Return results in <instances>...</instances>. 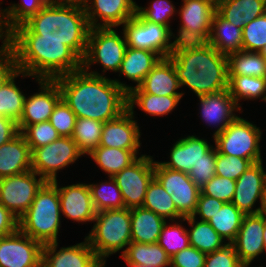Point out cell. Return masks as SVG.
<instances>
[{
    "instance_id": "33",
    "label": "cell",
    "mask_w": 266,
    "mask_h": 267,
    "mask_svg": "<svg viewBox=\"0 0 266 267\" xmlns=\"http://www.w3.org/2000/svg\"><path fill=\"white\" fill-rule=\"evenodd\" d=\"M50 0H20L0 8V35L4 38L11 30L38 13ZM3 1H0L2 5Z\"/></svg>"
},
{
    "instance_id": "51",
    "label": "cell",
    "mask_w": 266,
    "mask_h": 267,
    "mask_svg": "<svg viewBox=\"0 0 266 267\" xmlns=\"http://www.w3.org/2000/svg\"><path fill=\"white\" fill-rule=\"evenodd\" d=\"M204 267H246L239 259L232 244L206 254Z\"/></svg>"
},
{
    "instance_id": "53",
    "label": "cell",
    "mask_w": 266,
    "mask_h": 267,
    "mask_svg": "<svg viewBox=\"0 0 266 267\" xmlns=\"http://www.w3.org/2000/svg\"><path fill=\"white\" fill-rule=\"evenodd\" d=\"M0 46V87L17 71L16 58L10 44L3 38Z\"/></svg>"
},
{
    "instance_id": "35",
    "label": "cell",
    "mask_w": 266,
    "mask_h": 267,
    "mask_svg": "<svg viewBox=\"0 0 266 267\" xmlns=\"http://www.w3.org/2000/svg\"><path fill=\"white\" fill-rule=\"evenodd\" d=\"M31 77L37 82L38 79L17 71L5 84L0 87V115L13 119L15 122H19L24 109V102L26 93L24 94L22 88L20 89L16 85V78Z\"/></svg>"
},
{
    "instance_id": "43",
    "label": "cell",
    "mask_w": 266,
    "mask_h": 267,
    "mask_svg": "<svg viewBox=\"0 0 266 267\" xmlns=\"http://www.w3.org/2000/svg\"><path fill=\"white\" fill-rule=\"evenodd\" d=\"M169 222L173 223H169V225L167 222L165 223L157 243L170 257H172L179 251L188 248L190 242L187 228H184V225L182 224L185 222V218H181L179 221L173 220Z\"/></svg>"
},
{
    "instance_id": "15",
    "label": "cell",
    "mask_w": 266,
    "mask_h": 267,
    "mask_svg": "<svg viewBox=\"0 0 266 267\" xmlns=\"http://www.w3.org/2000/svg\"><path fill=\"white\" fill-rule=\"evenodd\" d=\"M43 244L19 229L0 238V267H42Z\"/></svg>"
},
{
    "instance_id": "20",
    "label": "cell",
    "mask_w": 266,
    "mask_h": 267,
    "mask_svg": "<svg viewBox=\"0 0 266 267\" xmlns=\"http://www.w3.org/2000/svg\"><path fill=\"white\" fill-rule=\"evenodd\" d=\"M199 98V112L201 120L209 127H214L212 138L222 133L224 129L242 113L229 90L197 96ZM236 112V113H235Z\"/></svg>"
},
{
    "instance_id": "30",
    "label": "cell",
    "mask_w": 266,
    "mask_h": 267,
    "mask_svg": "<svg viewBox=\"0 0 266 267\" xmlns=\"http://www.w3.org/2000/svg\"><path fill=\"white\" fill-rule=\"evenodd\" d=\"M242 29L224 19L217 11L212 18L209 40L207 41L219 53L228 56L242 50Z\"/></svg>"
},
{
    "instance_id": "12",
    "label": "cell",
    "mask_w": 266,
    "mask_h": 267,
    "mask_svg": "<svg viewBox=\"0 0 266 267\" xmlns=\"http://www.w3.org/2000/svg\"><path fill=\"white\" fill-rule=\"evenodd\" d=\"M154 178V158L142 154L128 167L113 176L125 208L142 207L149 183Z\"/></svg>"
},
{
    "instance_id": "3",
    "label": "cell",
    "mask_w": 266,
    "mask_h": 267,
    "mask_svg": "<svg viewBox=\"0 0 266 267\" xmlns=\"http://www.w3.org/2000/svg\"><path fill=\"white\" fill-rule=\"evenodd\" d=\"M180 83L196 96L228 89V58L208 42L175 43L168 57Z\"/></svg>"
},
{
    "instance_id": "56",
    "label": "cell",
    "mask_w": 266,
    "mask_h": 267,
    "mask_svg": "<svg viewBox=\"0 0 266 267\" xmlns=\"http://www.w3.org/2000/svg\"><path fill=\"white\" fill-rule=\"evenodd\" d=\"M18 133L17 122L0 115V146L13 139Z\"/></svg>"
},
{
    "instance_id": "28",
    "label": "cell",
    "mask_w": 266,
    "mask_h": 267,
    "mask_svg": "<svg viewBox=\"0 0 266 267\" xmlns=\"http://www.w3.org/2000/svg\"><path fill=\"white\" fill-rule=\"evenodd\" d=\"M163 217L143 207L131 209V242L157 243L165 223Z\"/></svg>"
},
{
    "instance_id": "17",
    "label": "cell",
    "mask_w": 266,
    "mask_h": 267,
    "mask_svg": "<svg viewBox=\"0 0 266 267\" xmlns=\"http://www.w3.org/2000/svg\"><path fill=\"white\" fill-rule=\"evenodd\" d=\"M39 92L25 98L23 114L17 123L19 132L28 125L49 121L57 103L62 99L61 90L55 80L40 79Z\"/></svg>"
},
{
    "instance_id": "7",
    "label": "cell",
    "mask_w": 266,
    "mask_h": 267,
    "mask_svg": "<svg viewBox=\"0 0 266 267\" xmlns=\"http://www.w3.org/2000/svg\"><path fill=\"white\" fill-rule=\"evenodd\" d=\"M121 34H118L115 27L90 28L82 69L91 75L103 77H106V71L119 72L127 49L123 30ZM94 64H100L104 74L90 70Z\"/></svg>"
},
{
    "instance_id": "9",
    "label": "cell",
    "mask_w": 266,
    "mask_h": 267,
    "mask_svg": "<svg viewBox=\"0 0 266 267\" xmlns=\"http://www.w3.org/2000/svg\"><path fill=\"white\" fill-rule=\"evenodd\" d=\"M121 27L127 47L145 49L167 58L172 53L175 41L173 31L167 26L144 20L137 12Z\"/></svg>"
},
{
    "instance_id": "46",
    "label": "cell",
    "mask_w": 266,
    "mask_h": 267,
    "mask_svg": "<svg viewBox=\"0 0 266 267\" xmlns=\"http://www.w3.org/2000/svg\"><path fill=\"white\" fill-rule=\"evenodd\" d=\"M31 151L48 145L61 137L49 121L28 125L22 132Z\"/></svg>"
},
{
    "instance_id": "5",
    "label": "cell",
    "mask_w": 266,
    "mask_h": 267,
    "mask_svg": "<svg viewBox=\"0 0 266 267\" xmlns=\"http://www.w3.org/2000/svg\"><path fill=\"white\" fill-rule=\"evenodd\" d=\"M61 218L58 189L52 182H46L28 210L18 219V228L43 245L54 243L59 241Z\"/></svg>"
},
{
    "instance_id": "1",
    "label": "cell",
    "mask_w": 266,
    "mask_h": 267,
    "mask_svg": "<svg viewBox=\"0 0 266 267\" xmlns=\"http://www.w3.org/2000/svg\"><path fill=\"white\" fill-rule=\"evenodd\" d=\"M62 99L76 118H88L102 123L113 120L128 109V92L133 85L119 79L95 76L83 69L54 79Z\"/></svg>"
},
{
    "instance_id": "13",
    "label": "cell",
    "mask_w": 266,
    "mask_h": 267,
    "mask_svg": "<svg viewBox=\"0 0 266 267\" xmlns=\"http://www.w3.org/2000/svg\"><path fill=\"white\" fill-rule=\"evenodd\" d=\"M45 183L33 170L0 178V203L19 219Z\"/></svg>"
},
{
    "instance_id": "54",
    "label": "cell",
    "mask_w": 266,
    "mask_h": 267,
    "mask_svg": "<svg viewBox=\"0 0 266 267\" xmlns=\"http://www.w3.org/2000/svg\"><path fill=\"white\" fill-rule=\"evenodd\" d=\"M224 202L217 200L214 197H210L207 195H204L200 192L197 202V208L195 213L192 215L194 217H198L201 221L208 222L212 215H214L217 211H219Z\"/></svg>"
},
{
    "instance_id": "2",
    "label": "cell",
    "mask_w": 266,
    "mask_h": 267,
    "mask_svg": "<svg viewBox=\"0 0 266 267\" xmlns=\"http://www.w3.org/2000/svg\"><path fill=\"white\" fill-rule=\"evenodd\" d=\"M88 24L85 8L50 0L38 13L11 30L5 40L62 41L81 59L87 50Z\"/></svg>"
},
{
    "instance_id": "45",
    "label": "cell",
    "mask_w": 266,
    "mask_h": 267,
    "mask_svg": "<svg viewBox=\"0 0 266 267\" xmlns=\"http://www.w3.org/2000/svg\"><path fill=\"white\" fill-rule=\"evenodd\" d=\"M242 38L243 51L260 52L266 46V13L245 24Z\"/></svg>"
},
{
    "instance_id": "25",
    "label": "cell",
    "mask_w": 266,
    "mask_h": 267,
    "mask_svg": "<svg viewBox=\"0 0 266 267\" xmlns=\"http://www.w3.org/2000/svg\"><path fill=\"white\" fill-rule=\"evenodd\" d=\"M138 88L143 93L157 96H184L185 92H178V81L173 62L167 58L161 60L146 75Z\"/></svg>"
},
{
    "instance_id": "16",
    "label": "cell",
    "mask_w": 266,
    "mask_h": 267,
    "mask_svg": "<svg viewBox=\"0 0 266 267\" xmlns=\"http://www.w3.org/2000/svg\"><path fill=\"white\" fill-rule=\"evenodd\" d=\"M263 161L253 163L237 180L232 203L244 214H259L266 193ZM260 203L257 208L256 204ZM255 206V208H254Z\"/></svg>"
},
{
    "instance_id": "38",
    "label": "cell",
    "mask_w": 266,
    "mask_h": 267,
    "mask_svg": "<svg viewBox=\"0 0 266 267\" xmlns=\"http://www.w3.org/2000/svg\"><path fill=\"white\" fill-rule=\"evenodd\" d=\"M228 58V76L266 78V61L259 52L238 51Z\"/></svg>"
},
{
    "instance_id": "19",
    "label": "cell",
    "mask_w": 266,
    "mask_h": 267,
    "mask_svg": "<svg viewBox=\"0 0 266 267\" xmlns=\"http://www.w3.org/2000/svg\"><path fill=\"white\" fill-rule=\"evenodd\" d=\"M58 246L59 242L43 245L42 267H105L86 238L76 245Z\"/></svg>"
},
{
    "instance_id": "11",
    "label": "cell",
    "mask_w": 266,
    "mask_h": 267,
    "mask_svg": "<svg viewBox=\"0 0 266 267\" xmlns=\"http://www.w3.org/2000/svg\"><path fill=\"white\" fill-rule=\"evenodd\" d=\"M178 15L180 26L173 33L175 43L207 42L211 33L212 18L216 11L214 0H182ZM177 35V36H176Z\"/></svg>"
},
{
    "instance_id": "39",
    "label": "cell",
    "mask_w": 266,
    "mask_h": 267,
    "mask_svg": "<svg viewBox=\"0 0 266 267\" xmlns=\"http://www.w3.org/2000/svg\"><path fill=\"white\" fill-rule=\"evenodd\" d=\"M143 208L148 209L163 217L167 221H175L184 218L176 209V206L163 186L153 178L149 183Z\"/></svg>"
},
{
    "instance_id": "59",
    "label": "cell",
    "mask_w": 266,
    "mask_h": 267,
    "mask_svg": "<svg viewBox=\"0 0 266 267\" xmlns=\"http://www.w3.org/2000/svg\"><path fill=\"white\" fill-rule=\"evenodd\" d=\"M263 253H266V218H265V227L263 231Z\"/></svg>"
},
{
    "instance_id": "44",
    "label": "cell",
    "mask_w": 266,
    "mask_h": 267,
    "mask_svg": "<svg viewBox=\"0 0 266 267\" xmlns=\"http://www.w3.org/2000/svg\"><path fill=\"white\" fill-rule=\"evenodd\" d=\"M171 0H152L148 7L137 4L136 12L144 19L153 23L167 26L171 31L170 22L178 12Z\"/></svg>"
},
{
    "instance_id": "49",
    "label": "cell",
    "mask_w": 266,
    "mask_h": 267,
    "mask_svg": "<svg viewBox=\"0 0 266 267\" xmlns=\"http://www.w3.org/2000/svg\"><path fill=\"white\" fill-rule=\"evenodd\" d=\"M49 122L61 136L72 137L75 129L76 115L61 99L50 115Z\"/></svg>"
},
{
    "instance_id": "23",
    "label": "cell",
    "mask_w": 266,
    "mask_h": 267,
    "mask_svg": "<svg viewBox=\"0 0 266 267\" xmlns=\"http://www.w3.org/2000/svg\"><path fill=\"white\" fill-rule=\"evenodd\" d=\"M264 227L265 218L260 213L245 215L236 238L231 243L240 261L246 267H249L252 261H255L254 259L263 254Z\"/></svg>"
},
{
    "instance_id": "60",
    "label": "cell",
    "mask_w": 266,
    "mask_h": 267,
    "mask_svg": "<svg viewBox=\"0 0 266 267\" xmlns=\"http://www.w3.org/2000/svg\"><path fill=\"white\" fill-rule=\"evenodd\" d=\"M266 61V46L259 52Z\"/></svg>"
},
{
    "instance_id": "36",
    "label": "cell",
    "mask_w": 266,
    "mask_h": 267,
    "mask_svg": "<svg viewBox=\"0 0 266 267\" xmlns=\"http://www.w3.org/2000/svg\"><path fill=\"white\" fill-rule=\"evenodd\" d=\"M87 156H90L108 177H113L138 158L131 150L102 146H98Z\"/></svg>"
},
{
    "instance_id": "42",
    "label": "cell",
    "mask_w": 266,
    "mask_h": 267,
    "mask_svg": "<svg viewBox=\"0 0 266 267\" xmlns=\"http://www.w3.org/2000/svg\"><path fill=\"white\" fill-rule=\"evenodd\" d=\"M103 125L98 120L76 118L72 139L85 156L99 146Z\"/></svg>"
},
{
    "instance_id": "27",
    "label": "cell",
    "mask_w": 266,
    "mask_h": 267,
    "mask_svg": "<svg viewBox=\"0 0 266 267\" xmlns=\"http://www.w3.org/2000/svg\"><path fill=\"white\" fill-rule=\"evenodd\" d=\"M216 11L229 23L243 29L245 24L266 13V0H219Z\"/></svg>"
},
{
    "instance_id": "4",
    "label": "cell",
    "mask_w": 266,
    "mask_h": 267,
    "mask_svg": "<svg viewBox=\"0 0 266 267\" xmlns=\"http://www.w3.org/2000/svg\"><path fill=\"white\" fill-rule=\"evenodd\" d=\"M12 47L18 71L54 80L82 69V59L62 41L6 40Z\"/></svg>"
},
{
    "instance_id": "37",
    "label": "cell",
    "mask_w": 266,
    "mask_h": 267,
    "mask_svg": "<svg viewBox=\"0 0 266 267\" xmlns=\"http://www.w3.org/2000/svg\"><path fill=\"white\" fill-rule=\"evenodd\" d=\"M228 90L243 112L241 100L260 99L266 102V78L249 76H228Z\"/></svg>"
},
{
    "instance_id": "52",
    "label": "cell",
    "mask_w": 266,
    "mask_h": 267,
    "mask_svg": "<svg viewBox=\"0 0 266 267\" xmlns=\"http://www.w3.org/2000/svg\"><path fill=\"white\" fill-rule=\"evenodd\" d=\"M206 254L189 246L170 258V267H204Z\"/></svg>"
},
{
    "instance_id": "40",
    "label": "cell",
    "mask_w": 266,
    "mask_h": 267,
    "mask_svg": "<svg viewBox=\"0 0 266 267\" xmlns=\"http://www.w3.org/2000/svg\"><path fill=\"white\" fill-rule=\"evenodd\" d=\"M244 214L232 203H224L222 208L212 215L208 223L225 240L231 244L242 225Z\"/></svg>"
},
{
    "instance_id": "41",
    "label": "cell",
    "mask_w": 266,
    "mask_h": 267,
    "mask_svg": "<svg viewBox=\"0 0 266 267\" xmlns=\"http://www.w3.org/2000/svg\"><path fill=\"white\" fill-rule=\"evenodd\" d=\"M96 213L104 210L123 209L125 204L121 191L113 177L100 183H88Z\"/></svg>"
},
{
    "instance_id": "22",
    "label": "cell",
    "mask_w": 266,
    "mask_h": 267,
    "mask_svg": "<svg viewBox=\"0 0 266 267\" xmlns=\"http://www.w3.org/2000/svg\"><path fill=\"white\" fill-rule=\"evenodd\" d=\"M136 7L134 0H88L84 6L90 28L122 26L136 14Z\"/></svg>"
},
{
    "instance_id": "24",
    "label": "cell",
    "mask_w": 266,
    "mask_h": 267,
    "mask_svg": "<svg viewBox=\"0 0 266 267\" xmlns=\"http://www.w3.org/2000/svg\"><path fill=\"white\" fill-rule=\"evenodd\" d=\"M213 145L205 138L196 135H188L179 138L171 147L168 162H159L163 167L172 170L189 173L193 165L203 159Z\"/></svg>"
},
{
    "instance_id": "57",
    "label": "cell",
    "mask_w": 266,
    "mask_h": 267,
    "mask_svg": "<svg viewBox=\"0 0 266 267\" xmlns=\"http://www.w3.org/2000/svg\"><path fill=\"white\" fill-rule=\"evenodd\" d=\"M57 3L61 4H73V5H79V6H85L88 2V0H52Z\"/></svg>"
},
{
    "instance_id": "8",
    "label": "cell",
    "mask_w": 266,
    "mask_h": 267,
    "mask_svg": "<svg viewBox=\"0 0 266 267\" xmlns=\"http://www.w3.org/2000/svg\"><path fill=\"white\" fill-rule=\"evenodd\" d=\"M262 130L245 118L237 116L222 133L213 138L217 152L243 159H250L254 163L263 161L260 150Z\"/></svg>"
},
{
    "instance_id": "29",
    "label": "cell",
    "mask_w": 266,
    "mask_h": 267,
    "mask_svg": "<svg viewBox=\"0 0 266 267\" xmlns=\"http://www.w3.org/2000/svg\"><path fill=\"white\" fill-rule=\"evenodd\" d=\"M161 60V57L152 51L127 47L124 59L119 69V76H125L138 87L146 75Z\"/></svg>"
},
{
    "instance_id": "47",
    "label": "cell",
    "mask_w": 266,
    "mask_h": 267,
    "mask_svg": "<svg viewBox=\"0 0 266 267\" xmlns=\"http://www.w3.org/2000/svg\"><path fill=\"white\" fill-rule=\"evenodd\" d=\"M254 162L231 155H222L216 149V175L237 180Z\"/></svg>"
},
{
    "instance_id": "31",
    "label": "cell",
    "mask_w": 266,
    "mask_h": 267,
    "mask_svg": "<svg viewBox=\"0 0 266 267\" xmlns=\"http://www.w3.org/2000/svg\"><path fill=\"white\" fill-rule=\"evenodd\" d=\"M127 266L170 267V256L158 243L131 242L120 254Z\"/></svg>"
},
{
    "instance_id": "10",
    "label": "cell",
    "mask_w": 266,
    "mask_h": 267,
    "mask_svg": "<svg viewBox=\"0 0 266 267\" xmlns=\"http://www.w3.org/2000/svg\"><path fill=\"white\" fill-rule=\"evenodd\" d=\"M84 154L72 137L61 136L48 145L32 150L31 170L46 182L57 180V173L76 163Z\"/></svg>"
},
{
    "instance_id": "6",
    "label": "cell",
    "mask_w": 266,
    "mask_h": 267,
    "mask_svg": "<svg viewBox=\"0 0 266 267\" xmlns=\"http://www.w3.org/2000/svg\"><path fill=\"white\" fill-rule=\"evenodd\" d=\"M93 223L85 238L96 256L106 265V258L120 251L123 253L131 243V209L98 212Z\"/></svg>"
},
{
    "instance_id": "21",
    "label": "cell",
    "mask_w": 266,
    "mask_h": 267,
    "mask_svg": "<svg viewBox=\"0 0 266 267\" xmlns=\"http://www.w3.org/2000/svg\"><path fill=\"white\" fill-rule=\"evenodd\" d=\"M57 187L60 199L61 215L79 224L91 222L96 216L88 183H76L61 186L58 180L52 181Z\"/></svg>"
},
{
    "instance_id": "32",
    "label": "cell",
    "mask_w": 266,
    "mask_h": 267,
    "mask_svg": "<svg viewBox=\"0 0 266 267\" xmlns=\"http://www.w3.org/2000/svg\"><path fill=\"white\" fill-rule=\"evenodd\" d=\"M183 96H157L149 93H143L138 87L128 92V109L134 111L136 106L149 116H166L180 103ZM136 105V106H135Z\"/></svg>"
},
{
    "instance_id": "58",
    "label": "cell",
    "mask_w": 266,
    "mask_h": 267,
    "mask_svg": "<svg viewBox=\"0 0 266 267\" xmlns=\"http://www.w3.org/2000/svg\"><path fill=\"white\" fill-rule=\"evenodd\" d=\"M260 214L264 218H266V193H265L263 200H262V206H261Z\"/></svg>"
},
{
    "instance_id": "18",
    "label": "cell",
    "mask_w": 266,
    "mask_h": 267,
    "mask_svg": "<svg viewBox=\"0 0 266 267\" xmlns=\"http://www.w3.org/2000/svg\"><path fill=\"white\" fill-rule=\"evenodd\" d=\"M135 111L127 109L117 118L104 123L99 146L131 150L137 157L142 146ZM140 155V156H138Z\"/></svg>"
},
{
    "instance_id": "48",
    "label": "cell",
    "mask_w": 266,
    "mask_h": 267,
    "mask_svg": "<svg viewBox=\"0 0 266 267\" xmlns=\"http://www.w3.org/2000/svg\"><path fill=\"white\" fill-rule=\"evenodd\" d=\"M216 146L213 145L203 155L198 163L194 164L188 173L190 179L201 188L216 175Z\"/></svg>"
},
{
    "instance_id": "14",
    "label": "cell",
    "mask_w": 266,
    "mask_h": 267,
    "mask_svg": "<svg viewBox=\"0 0 266 267\" xmlns=\"http://www.w3.org/2000/svg\"><path fill=\"white\" fill-rule=\"evenodd\" d=\"M154 178L171 195L176 209L184 218L195 213L201 190L188 173L165 168L154 160Z\"/></svg>"
},
{
    "instance_id": "34",
    "label": "cell",
    "mask_w": 266,
    "mask_h": 267,
    "mask_svg": "<svg viewBox=\"0 0 266 267\" xmlns=\"http://www.w3.org/2000/svg\"><path fill=\"white\" fill-rule=\"evenodd\" d=\"M197 219L194 216L185 217V222L190 227L189 229L187 228L190 246L205 254H209L223 248L227 244L208 222L198 221Z\"/></svg>"
},
{
    "instance_id": "55",
    "label": "cell",
    "mask_w": 266,
    "mask_h": 267,
    "mask_svg": "<svg viewBox=\"0 0 266 267\" xmlns=\"http://www.w3.org/2000/svg\"><path fill=\"white\" fill-rule=\"evenodd\" d=\"M18 218L0 203V238L18 230Z\"/></svg>"
},
{
    "instance_id": "26",
    "label": "cell",
    "mask_w": 266,
    "mask_h": 267,
    "mask_svg": "<svg viewBox=\"0 0 266 267\" xmlns=\"http://www.w3.org/2000/svg\"><path fill=\"white\" fill-rule=\"evenodd\" d=\"M31 155L30 146L19 132L13 139L0 146V178L31 170Z\"/></svg>"
},
{
    "instance_id": "50",
    "label": "cell",
    "mask_w": 266,
    "mask_h": 267,
    "mask_svg": "<svg viewBox=\"0 0 266 267\" xmlns=\"http://www.w3.org/2000/svg\"><path fill=\"white\" fill-rule=\"evenodd\" d=\"M235 186V180L215 175L201 188V193L228 203L233 199Z\"/></svg>"
}]
</instances>
